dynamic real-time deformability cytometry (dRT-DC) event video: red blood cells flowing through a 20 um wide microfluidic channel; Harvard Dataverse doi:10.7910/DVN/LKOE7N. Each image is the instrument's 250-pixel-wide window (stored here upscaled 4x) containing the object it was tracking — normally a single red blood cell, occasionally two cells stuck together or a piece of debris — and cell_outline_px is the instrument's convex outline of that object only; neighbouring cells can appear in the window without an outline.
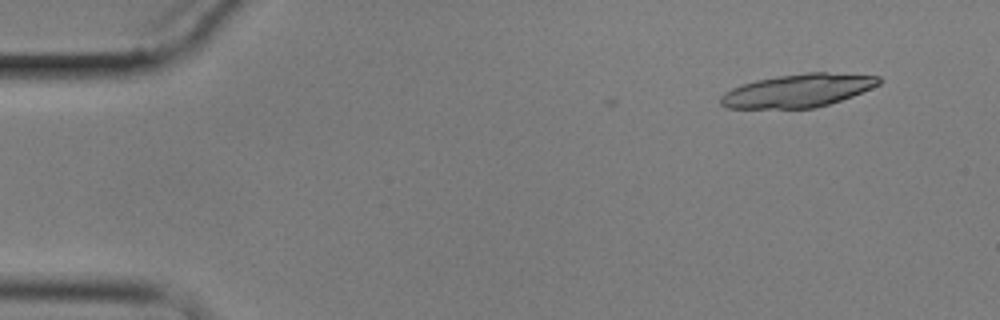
{"species": "common noctule bat (a hibernating species)", "species_latin": "Nyctalus noctula", "temperature_condition": "cold", "stored_images_in_passage": 10, "camera_frame_rate_fps": 3000, "um_per_image_px": 0.085, "animal": {"sex": "male", "body_mass_g": 17.9}, "frame": {"image": 1, "passage_image": 1, "time_ms": 0.0, "image_size_px": [1000, 320], "cell_outline_px": [[880, 84], [872, 88], [852, 96], [816, 108], [728, 108], [720, 104], [720, 96], [724, 92], [732, 88], [756, 80], [776, 76], [808, 72], [824, 72], [880, 76]], "centroid_in_image_um": [67.82, 7.7], "position_along_channel_um": 17.2, "area_um2": 30.46}}
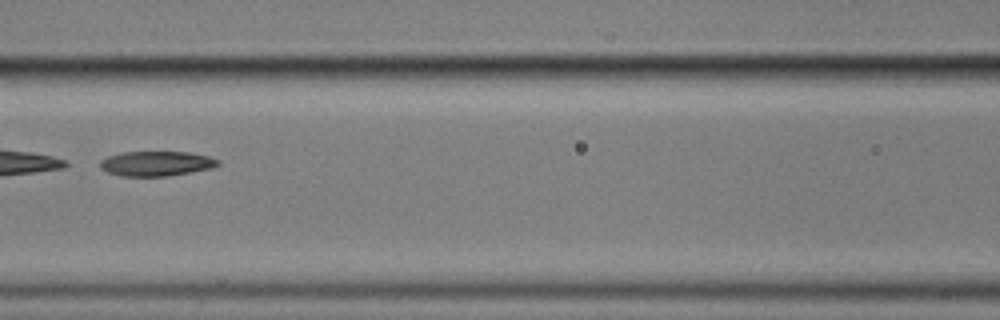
{"frame": {"image": 2, "passage_image": 6, "time_ms": 7.0, "image_size_px": [1000, 320], "cell_outline_px": [[220, 164], [216, 168], [168, 176], [120, 176], [108, 172], [100, 168], [100, 160], [108, 156], [120, 152], [188, 152], [208, 156], [220, 160]], "centroid_in_image_um": [13.32, 13.9], "position_along_channel_um": 153.3, "area_um2": 17.28}}
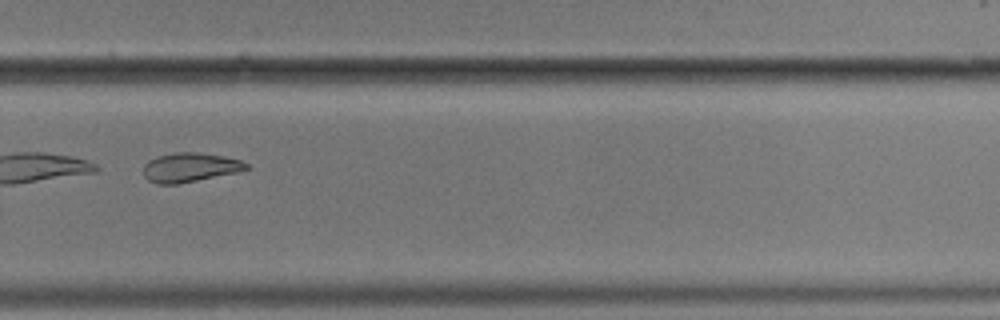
{"frame": {"image": 3, "passage_image": 10, "time_ms": 11.667, "image_size_px": [1000, 320], "cell_outline_px": [[248, 168], [240, 172], [176, 184], [156, 184], [148, 180], [144, 176], [144, 164], [148, 160], [156, 156], [176, 152], [196, 152], [224, 156], [240, 160], [248, 164]], "centroid_in_image_um": [16.13, 14.22], "position_along_channel_um": 313.7, "area_um2": 17.57}}